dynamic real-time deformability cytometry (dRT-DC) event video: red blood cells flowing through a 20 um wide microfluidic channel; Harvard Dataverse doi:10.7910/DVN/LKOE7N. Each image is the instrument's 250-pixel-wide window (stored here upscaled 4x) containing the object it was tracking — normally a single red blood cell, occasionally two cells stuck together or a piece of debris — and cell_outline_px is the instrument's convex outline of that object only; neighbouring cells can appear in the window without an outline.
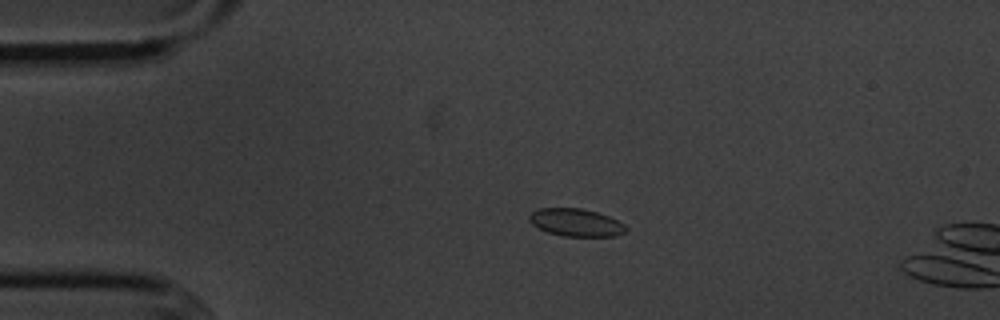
{"species": "common noctule bat (a hibernating species)", "species_latin": "Nyctalus noctula", "temperature_condition": "cold", "stored_images_in_passage": 2, "camera_frame_rate_fps": 3000, "um_per_image_px": 0.085, "animal": {"sex": "male", "body_mass_g": 20.1, "forearm_length_mm": 53.5}, "frame": {"image": 1, "passage_image": 1, "time_ms": 0.0, "image_size_px": [1000, 320], "cell_outline_px": [[628, 228], [624, 232], [616, 236], [564, 236], [548, 232], [532, 224], [528, 220], [528, 216], [532, 212], [540, 208], [580, 208], [596, 212], [608, 216], [624, 224]], "centroid_in_image_um": [48.95, 18.91], "position_along_channel_um": 36.1, "area_um2": 15.43}}